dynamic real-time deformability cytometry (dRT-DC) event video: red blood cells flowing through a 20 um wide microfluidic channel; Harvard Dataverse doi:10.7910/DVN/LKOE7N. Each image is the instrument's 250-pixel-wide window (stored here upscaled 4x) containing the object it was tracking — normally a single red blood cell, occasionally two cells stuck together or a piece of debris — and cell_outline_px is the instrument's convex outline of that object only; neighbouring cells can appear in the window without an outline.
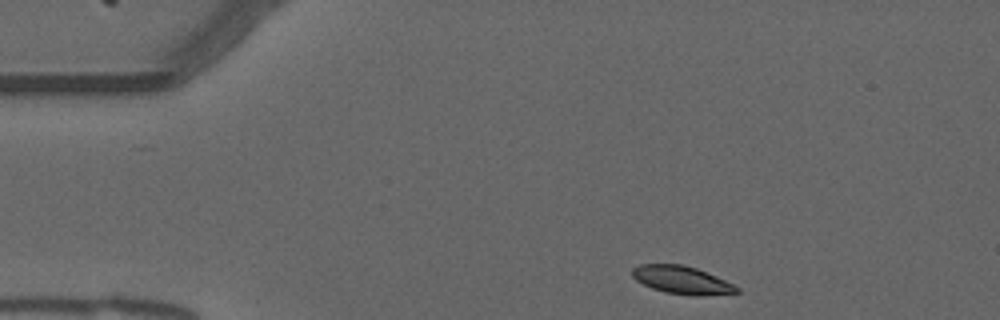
{"species": "common noctule bat (a hibernating species)", "species_latin": "Nyctalus noctula", "temperature_condition": "warm", "stored_images_in_passage": 47, "camera_frame_rate_fps": 3000, "um_per_image_px": 0.085, "animal": {"sex": "male", "forearm_length_mm": 52.5}, "frame": {"image": 1, "passage_image": 1, "time_ms": 0.0, "image_size_px": [1000, 320], "cell_outline_px": [[740, 292], [696, 296], [692, 296], [664, 292], [652, 288], [636, 280], [632, 276], [632, 268], [640, 264], [680, 264], [696, 268], [716, 276], [740, 288]], "centroid_in_image_um": [57.94, 23.8], "position_along_channel_um": 27.1, "area_um2": 16.88}}
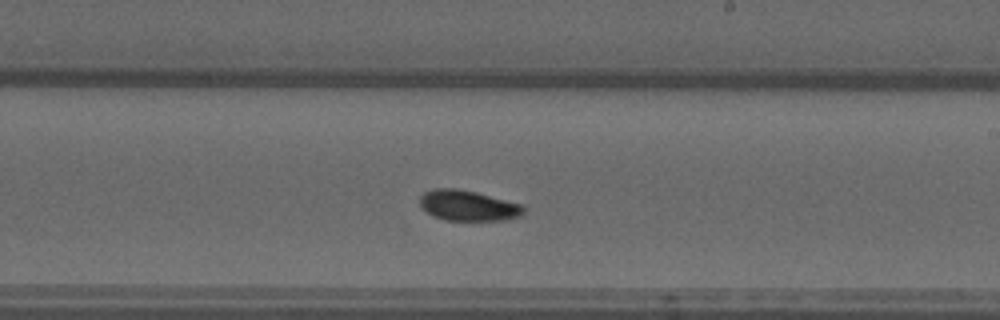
{"frame": {"image": 2, "passage_image": 24, "time_ms": 7.667, "image_size_px": [1000, 320], "cell_outline_px": [[524, 212], [520, 216], [504, 220], [444, 220], [432, 216], [420, 208], [420, 196], [424, 192], [432, 188], [456, 188], [476, 192], [520, 204], [524, 208]], "centroid_in_image_um": [39.72, 17.47], "position_along_channel_um": 249.3, "area_um2": 18.5}}
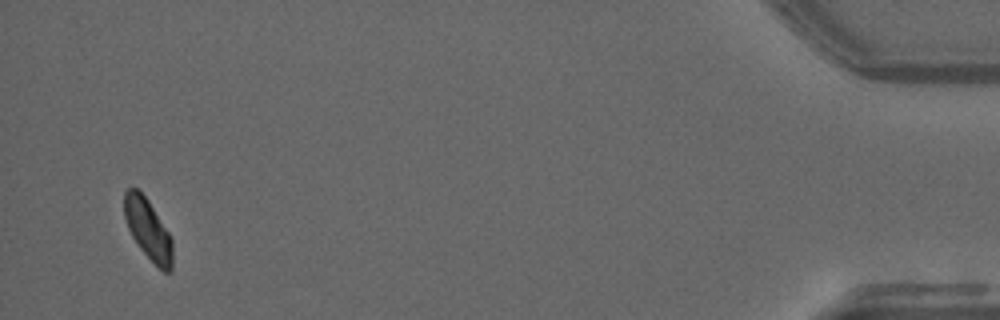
{"frame": {"image": 3, "passage_image": 45, "time_ms": 14.667, "image_size_px": [1000, 320], "cell_outline_px": [[172, 272], [164, 272], [140, 248], [132, 236], [128, 228], [124, 216], [124, 192], [128, 188], [136, 188], [148, 200], [168, 232], [172, 240]], "centroid_in_image_um": [12.57, 19.48], "position_along_channel_um": 422.6, "area_um2": 16.7}, "authors_computed_cell_mechanics": {"area_um2": 17.8024, "velocity_mm_per_s": 3.7112, "shape_relaxation_time_tau1_ms": 4.5466, "shape_relaxation_time_tau2_ms": null, "deformation_change_tau1": 0.1152, "deformation_change_tau2": null}}